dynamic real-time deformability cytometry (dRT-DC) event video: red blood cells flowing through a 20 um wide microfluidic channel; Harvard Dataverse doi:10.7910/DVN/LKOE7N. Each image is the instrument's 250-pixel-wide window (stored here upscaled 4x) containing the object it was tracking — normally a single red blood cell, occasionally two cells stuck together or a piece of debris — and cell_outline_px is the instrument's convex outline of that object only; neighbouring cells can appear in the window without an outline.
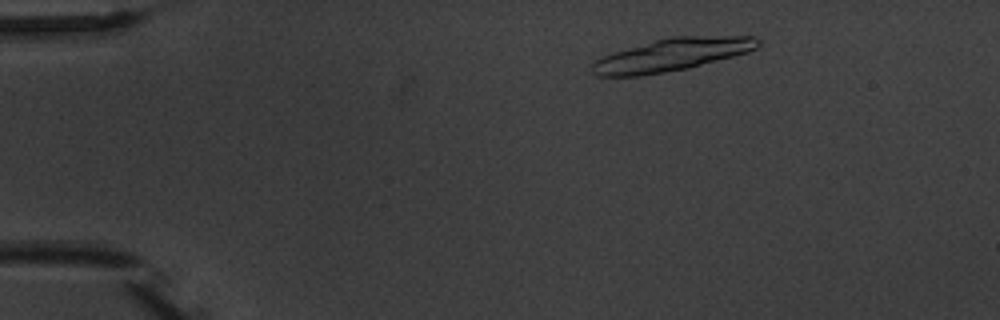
{"species": "common noctule bat (a hibernating species)", "species_latin": "Nyctalus noctula", "temperature_condition": "warm", "stored_images_in_passage": 5, "camera_frame_rate_fps": 3000, "um_per_image_px": 0.085, "animal": {"sex": "male", "body_mass_g": 20.1, "forearm_length_mm": 53.5}, "frame": {"image": 1, "passage_image": 2, "time_ms": 1.0, "image_size_px": [1000, 320], "cell_outline_px": [[760, 44], [756, 48], [748, 52], [688, 68], [640, 76], [596, 76], [592, 72], [592, 64], [600, 56], [612, 52], [652, 40], [672, 36], [756, 36], [760, 40]], "centroid_in_image_um": [57.08, 4.65], "position_along_channel_um": 27.9, "area_um2": 31.62}}